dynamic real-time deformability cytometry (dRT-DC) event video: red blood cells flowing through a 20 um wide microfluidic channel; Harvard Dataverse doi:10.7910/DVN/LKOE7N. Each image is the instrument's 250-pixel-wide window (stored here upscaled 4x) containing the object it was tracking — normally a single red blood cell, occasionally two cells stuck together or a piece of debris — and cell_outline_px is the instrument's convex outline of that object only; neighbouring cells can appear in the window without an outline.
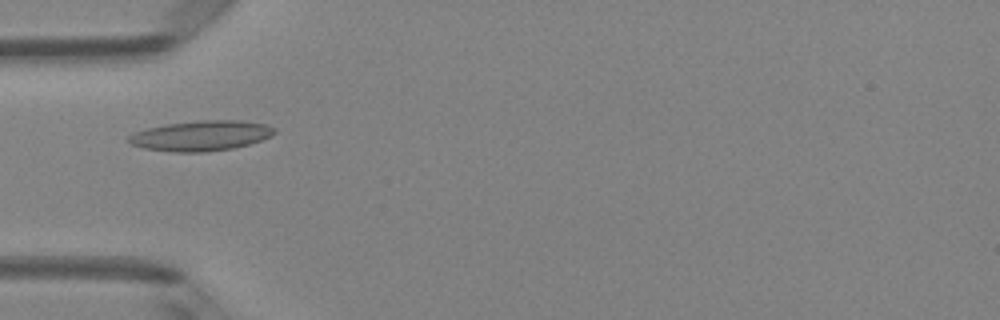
{"species": "Egyptian fruit bat (a non-hibernating species)", "species_latin": "Rousettus aegyptiacus", "temperature_condition": "room temperature", "stored_images_in_passage": 3, "camera_frame_rate_fps": 3000, "um_per_image_px": 0.085, "animal": {"sex": "female"}, "frame": {"image": 1, "passage_image": 3, "time_ms": 0.667, "image_size_px": [1000, 320], "cell_outline_px": [[276, 132], [272, 136], [248, 144], [232, 148], [204, 152], [172, 152], [144, 148], [132, 144], [128, 140], [128, 136], [136, 132], [148, 128], [168, 124], [196, 120], [240, 120], [264, 124], [276, 128]], "centroid_in_image_um": [17.11, 11.53], "position_along_channel_um": 67.9, "area_um2": 25.49}}